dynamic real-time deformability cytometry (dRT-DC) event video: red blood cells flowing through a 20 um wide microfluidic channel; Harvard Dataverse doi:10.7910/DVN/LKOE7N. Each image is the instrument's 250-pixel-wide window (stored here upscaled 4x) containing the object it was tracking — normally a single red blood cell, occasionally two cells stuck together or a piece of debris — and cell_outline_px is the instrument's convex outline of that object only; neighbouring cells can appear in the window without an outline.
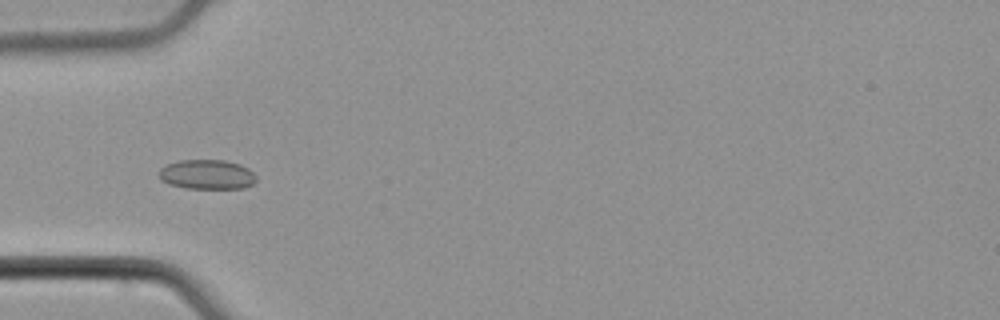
{"species": "common noctule bat (a hibernating species)", "species_latin": "Nyctalus noctula", "temperature_condition": "cold", "stored_images_in_passage": 54, "camera_frame_rate_fps": 3000, "um_per_image_px": 0.085, "animal": {"sex": "male", "body_mass_g": 21.5, "forearm_length_mm": 52.0}, "frame": {"image": 1, "passage_image": 18, "time_ms": 5.667, "image_size_px": [1000, 320], "cell_outline_px": [[256, 180], [252, 184], [244, 188], [188, 188], [168, 184], [160, 180], [156, 176], [160, 168], [168, 164], [180, 160], [224, 160], [240, 164], [248, 168], [256, 176]], "centroid_in_image_um": [17.56, 14.83], "position_along_channel_um": 67.4, "area_um2": 16.88}}
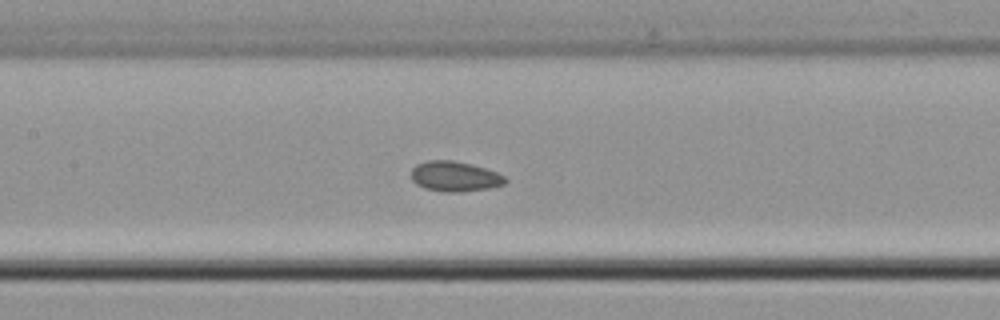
{"frame": {"image": 2, "passage_image": 26, "time_ms": 8.333, "image_size_px": [1000, 320], "cell_outline_px": [[508, 180], [504, 184], [488, 188], [460, 192], [448, 192], [424, 188], [416, 184], [412, 180], [412, 168], [416, 164], [428, 160], [452, 160], [472, 164], [496, 172], [504, 176]], "centroid_in_image_um": [38.64, 14.99], "position_along_channel_um": 168.8, "area_um2": 16.47}}
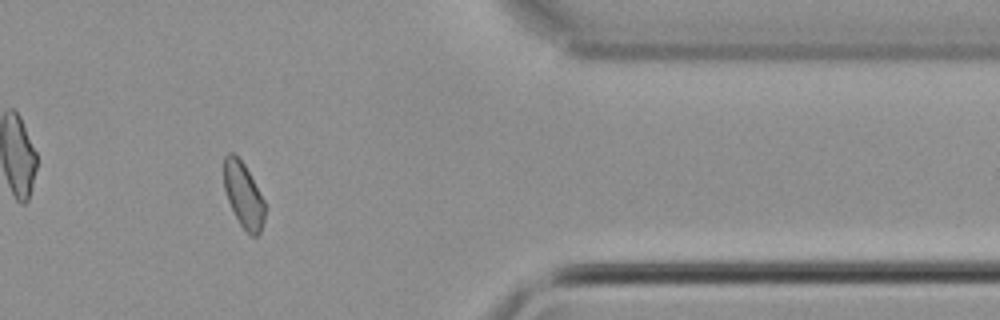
{"frame": {"image": 3, "passage_image": 45, "time_ms": 14.667, "image_size_px": [1000, 320], "cell_outline_px": [[264, 220], [260, 232], [256, 236], [252, 236], [240, 224], [228, 200], [224, 188], [224, 156], [228, 152], [232, 152], [244, 164], [264, 200]], "centroid_in_image_um": [20.68, 16.56], "position_along_channel_um": 390.7, "area_um2": 15.2}, "authors_computed_cell_mechanics": {"area_um2": 16.4152, "velocity_mm_per_s": 3.8651, "shape_relaxation_time_tau1_ms": null, "shape_relaxation_time_tau2_ms": 2.1686, "deformation_change_tau1": null, "deformation_change_tau2": 0.0486}}